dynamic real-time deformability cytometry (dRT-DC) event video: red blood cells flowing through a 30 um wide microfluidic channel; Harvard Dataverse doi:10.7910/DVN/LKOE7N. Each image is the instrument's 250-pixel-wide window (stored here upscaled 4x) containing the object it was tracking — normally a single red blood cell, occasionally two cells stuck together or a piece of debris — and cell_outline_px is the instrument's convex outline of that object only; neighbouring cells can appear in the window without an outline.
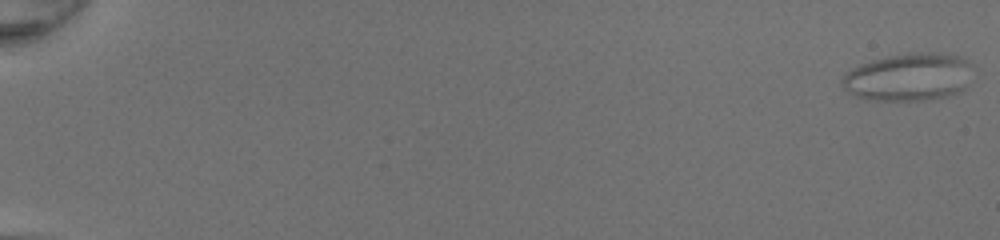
{"species": "common noctule bat (a hibernating species)", "species_latin": "Nyctalus noctula", "temperature_condition": "room temperature", "stored_images_in_passage": 51, "camera_frame_rate_fps": 3000, "um_per_image_px": 0.085, "animal": {"sex": "female", "body_mass_g": 20.0, "forearm_length_mm": 54.0}, "frame": {"image": 1, "passage_image": 1, "time_ms": 0.0, "image_size_px": [1000, 240], "cell_outline_px": [[972, 64], [964, 88], [960, 92], [944, 96], [924, 100], [876, 100], [856, 96], [848, 92], [844, 88], [840, 80], [844, 72], [860, 64], [872, 60], [888, 56], [908, 52], [928, 52], [960, 56], [968, 60]], "centroid_in_image_um": [77.19, 6.53], "position_along_channel_um": 7.8, "area_um2": 36.24}}
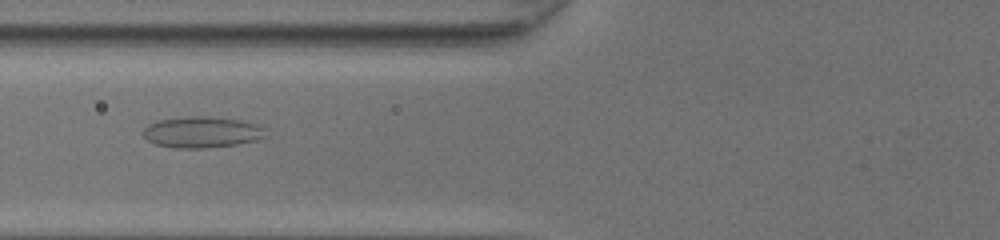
{"frame": {"image": 2, "passage_image": 23, "time_ms": 7.333, "image_size_px": [1000, 240], "cell_outline_px": [[268, 136], [256, 140], [236, 144], [204, 148], [176, 148], [156, 144], [148, 140], [144, 136], [144, 128], [148, 124], [156, 120], [188, 116], [208, 116], [240, 120], [256, 124], [264, 128]], "centroid_in_image_um": [17.17, 11.22], "position_along_channel_um": 108.6, "area_um2": 22.25}}
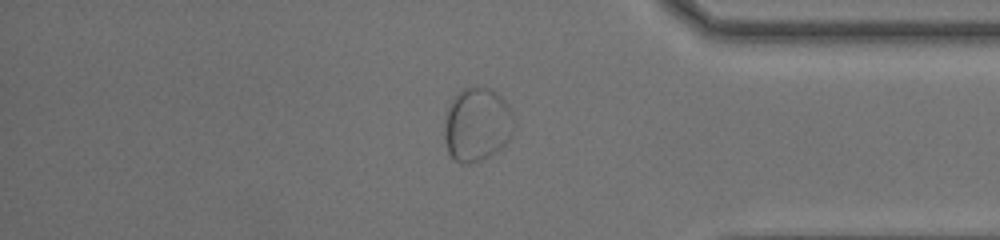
{"frame": {"image": 3, "passage_image": 44, "time_ms": 14.333, "image_size_px": [1000, 240], "cell_outline_px": [[512, 132], [508, 140], [496, 152], [480, 160], [468, 164], [460, 164], [448, 152], [444, 140], [444, 120], [448, 108], [452, 100], [464, 88], [484, 84], [496, 92], [508, 104], [512, 112]], "centroid_in_image_um": [40.52, 10.56], "position_along_channel_um": 394.7, "area_um2": 29.94}}